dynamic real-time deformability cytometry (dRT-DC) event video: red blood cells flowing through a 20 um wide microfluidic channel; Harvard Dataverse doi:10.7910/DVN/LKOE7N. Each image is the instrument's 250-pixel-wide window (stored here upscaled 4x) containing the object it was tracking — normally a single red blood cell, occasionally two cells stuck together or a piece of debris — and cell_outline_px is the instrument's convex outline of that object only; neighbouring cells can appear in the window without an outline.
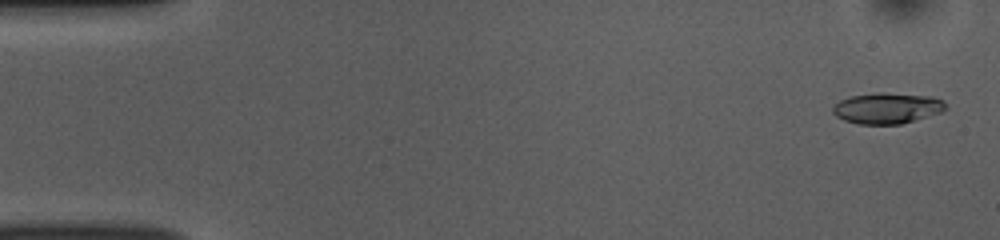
{"species": "common noctule bat (a hibernating species)", "species_latin": "Nyctalus noctula", "temperature_condition": "room temperature", "stored_images_in_passage": 52, "camera_frame_rate_fps": 3000, "um_per_image_px": 0.085, "animal": {"sex": "female", "body_mass_g": 10.0, "forearm_length_mm": 53.1}, "frame": {"image": 1, "passage_image": 2, "time_ms": 0.333, "image_size_px": [1000, 240], "cell_outline_px": [[948, 108], [940, 112], [900, 124], [860, 124], [844, 120], [836, 116], [832, 112], [832, 108], [840, 100], [848, 96], [880, 92], [884, 92], [932, 96], [944, 100]], "centroid_in_image_um": [75.4, 9.18], "position_along_channel_um": 9.6, "area_um2": 20.35}}
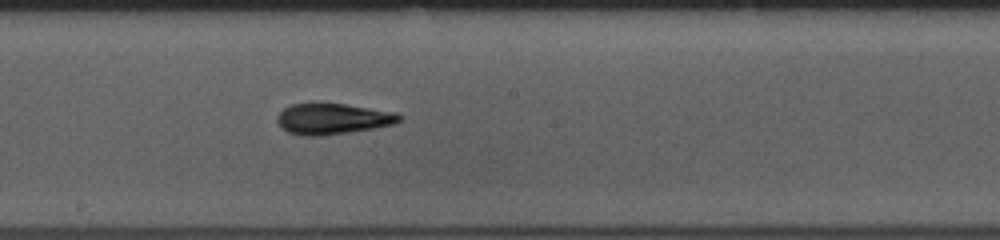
{"frame": {"image": 2, "passage_image": 28, "time_ms": 9.0, "image_size_px": [1000, 240], "cell_outline_px": [[400, 120], [396, 124], [348, 132], [320, 136], [304, 136], [288, 132], [276, 120], [276, 116], [284, 108], [292, 104], [344, 104], [396, 112], [400, 116]], "centroid_in_image_um": [28.28, 10.11], "position_along_channel_um": 219.9, "area_um2": 21.62}}
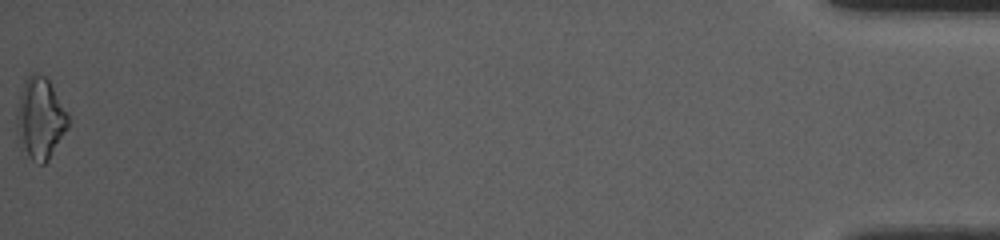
{"frame": {"image": 3, "passage_image": 52, "time_ms": 17.0, "image_size_px": [1000, 240], "cell_outline_px": [[68, 128], [48, 160], [44, 164], [36, 164], [20, 148], [16, 140], [16, 116], [20, 96], [24, 80], [32, 72], [36, 72], [44, 76], [48, 80], [68, 112]], "centroid_in_image_um": [3.39, 10.1], "position_along_channel_um": 431.8, "area_um2": 24.68}, "authors_computed_cell_mechanics": {"area_um2": 20.519, "velocity_mm_per_s": 3.8691, "shape_relaxation_time_tau1_ms": 4.7096, "shape_relaxation_time_tau2_ms": 3.9429, "deformation_change_tau1": 0.1648, "deformation_change_tau2": 0.144}}